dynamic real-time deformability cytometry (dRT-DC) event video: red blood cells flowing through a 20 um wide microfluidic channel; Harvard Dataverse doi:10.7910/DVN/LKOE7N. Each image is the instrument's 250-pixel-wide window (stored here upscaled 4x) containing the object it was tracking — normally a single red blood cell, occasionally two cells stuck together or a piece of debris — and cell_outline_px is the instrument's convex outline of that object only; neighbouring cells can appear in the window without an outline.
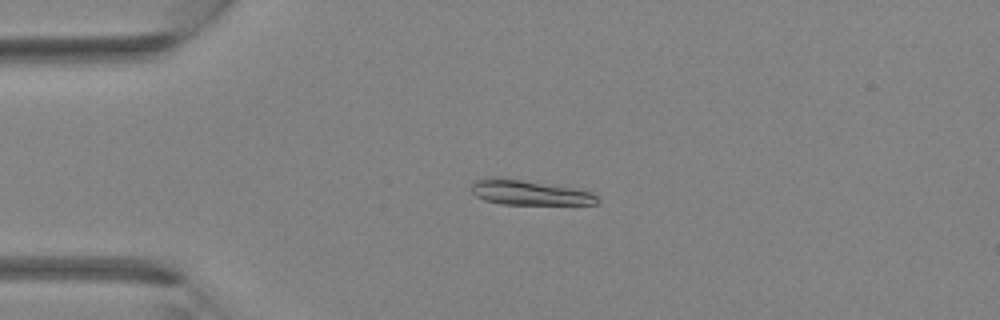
{"species": "Egyptian fruit bat (a non-hibernating species)", "species_latin": "Rousettus aegyptiacus", "temperature_condition": "room temperature", "stored_images_in_passage": 39, "camera_frame_rate_fps": 3000, "um_per_image_px": 0.085, "animal": {"sex": "female"}, "frame": {"image": 1, "passage_image": 9, "time_ms": 2.667, "image_size_px": [1000, 320], "cell_outline_px": [[600, 200], [596, 204], [500, 204], [484, 200], [476, 196], [472, 192], [472, 184], [476, 180], [492, 176], [500, 176], [572, 188], [592, 192]], "centroid_in_image_um": [44.94, 16.36], "position_along_channel_um": 40.1, "area_um2": 18.26}}
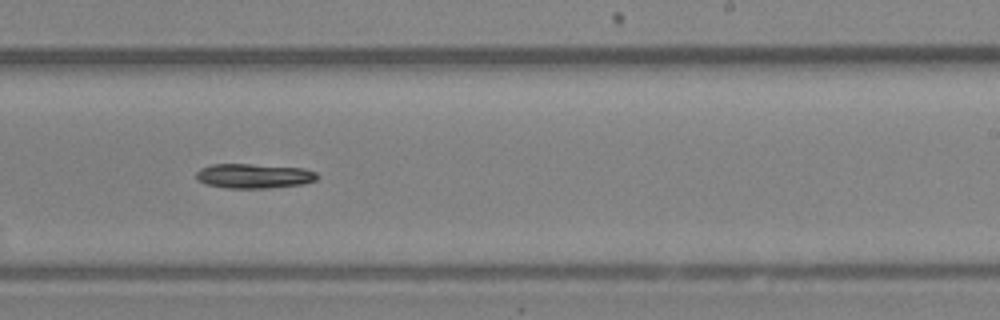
{"frame": {"image": 2, "passage_image": 24, "time_ms": 7.667, "image_size_px": [1000, 320], "cell_outline_px": [[320, 176], [316, 180], [304, 184], [268, 188], [228, 188], [208, 184], [196, 180], [196, 172], [200, 168], [212, 164], [252, 164], [304, 168], [316, 172]], "centroid_in_image_um": [21.6, 14.95], "position_along_channel_um": 267.4, "area_um2": 17.46}}
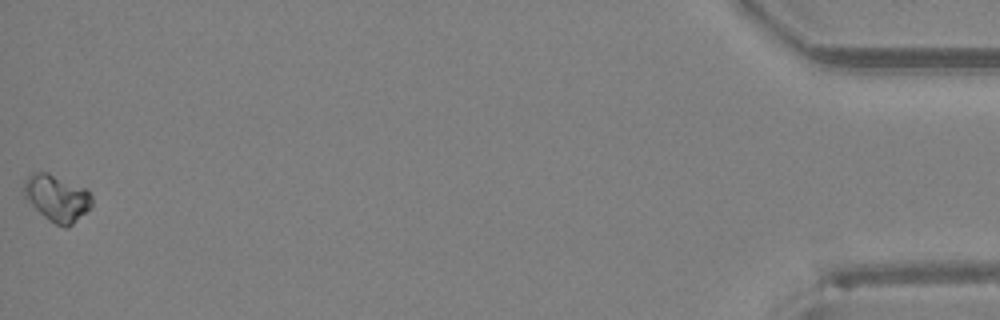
{"frame": {"image": 3, "passage_image": 39, "time_ms": 12.667, "image_size_px": [1000, 320], "cell_outline_px": [[92, 204], [68, 228], [64, 228], [48, 220], [24, 196], [24, 180], [32, 172], [48, 172], [88, 188], [92, 196]], "centroid_in_image_um": [4.85, 16.8], "position_along_channel_um": 430.3, "area_um2": 18.38}}